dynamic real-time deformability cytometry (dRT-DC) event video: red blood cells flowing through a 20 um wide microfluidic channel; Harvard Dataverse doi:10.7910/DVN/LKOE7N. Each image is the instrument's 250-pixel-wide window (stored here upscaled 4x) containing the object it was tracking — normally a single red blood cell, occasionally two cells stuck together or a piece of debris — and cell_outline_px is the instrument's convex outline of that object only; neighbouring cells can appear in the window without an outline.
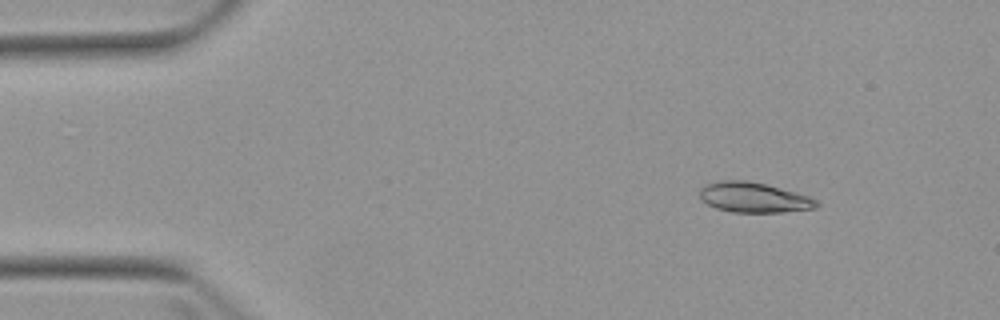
{"species": "Egyptian fruit bat (a non-hibernating species)", "species_latin": "Rousettus aegyptiacus", "temperature_condition": "warm", "stored_images_in_passage": 2, "camera_frame_rate_fps": 3000, "um_per_image_px": 0.085, "animal": {"sex": "female"}, "frame": {"image": 1, "passage_image": 2, "time_ms": 1.333, "image_size_px": [1000, 320], "cell_outline_px": [[820, 204], [816, 208], [784, 212], [732, 212], [716, 208], [708, 204], [700, 196], [700, 188], [704, 184], [720, 180], [744, 180], [764, 184], [780, 188], [808, 196], [816, 200]], "centroid_in_image_um": [64.06, 16.78], "position_along_channel_um": 20.9, "area_um2": 20.35}}